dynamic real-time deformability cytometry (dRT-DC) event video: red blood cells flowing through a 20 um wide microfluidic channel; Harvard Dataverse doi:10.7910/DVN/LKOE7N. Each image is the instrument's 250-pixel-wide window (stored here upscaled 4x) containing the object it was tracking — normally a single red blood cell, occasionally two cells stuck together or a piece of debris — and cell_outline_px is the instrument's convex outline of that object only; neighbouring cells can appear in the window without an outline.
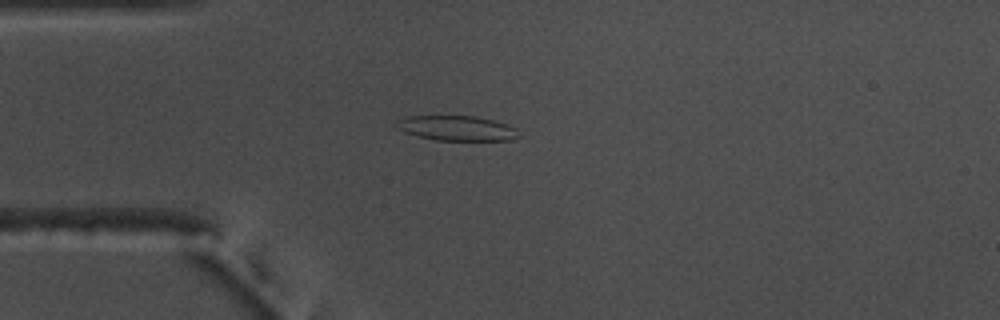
{"species": "common noctule bat (a hibernating species)", "species_latin": "Nyctalus noctula", "temperature_condition": "warm", "stored_images_in_passage": 44, "camera_frame_rate_fps": 3000, "um_per_image_px": 0.085, "animal": {"sex": "male", "body_mass_g": 17.5, "forearm_length_mm": 52.3}, "frame": {"image": 1, "passage_image": 4, "time_ms": 1.0, "image_size_px": [1000, 320], "cell_outline_px": [[520, 136], [512, 140], [436, 140], [404, 132], [396, 128], [400, 120], [404, 116], [476, 116], [508, 124], [516, 128]], "centroid_in_image_um": [38.87, 10.89], "position_along_channel_um": 46.1, "area_um2": 17.63}}
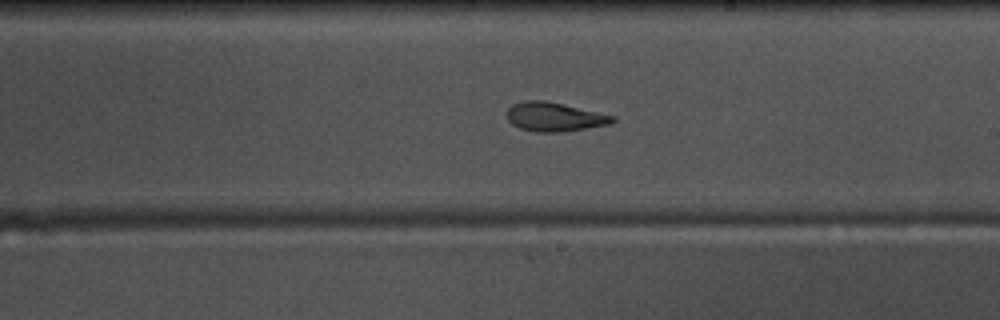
{"frame": {"image": 2, "passage_image": 21, "time_ms": 6.667, "image_size_px": [1000, 320], "cell_outline_px": [[616, 120], [612, 124], [564, 132], [536, 132], [520, 128], [512, 124], [508, 120], [504, 112], [512, 104], [524, 100], [544, 100], [616, 116]], "centroid_in_image_um": [47.11, 9.94], "position_along_channel_um": 241.9, "area_um2": 18.09}}
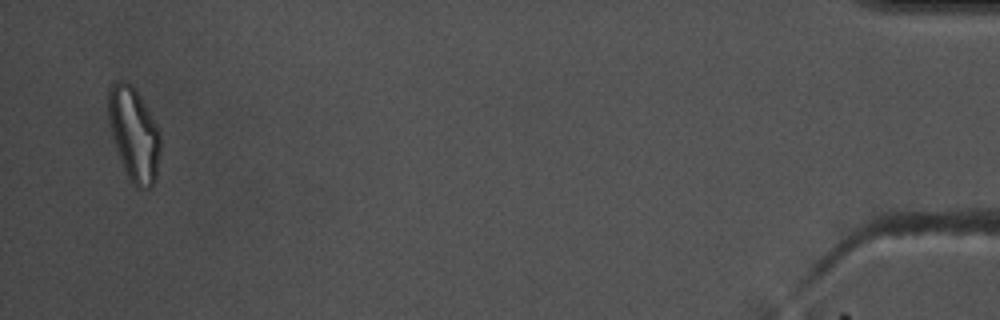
{"frame": {"image": 3, "passage_image": 43, "time_ms": 14.0, "image_size_px": [1000, 320], "cell_outline_px": [[160, 152], [156, 180], [148, 188], [136, 188], [128, 176], [124, 168], [116, 148], [108, 120], [108, 88], [112, 80], [120, 80], [132, 84], [156, 124], [160, 132]], "centroid_in_image_um": [11.37, 11.37], "position_along_channel_um": 423.8, "area_um2": 28.21}, "authors_computed_cell_mechanics": {"area_um2": 18.0914, "velocity_mm_per_s": 3.7091, "shape_relaxation_time_tau1_ms": null, "shape_relaxation_time_tau2_ms": 2.3465, "deformation_change_tau1": null, "deformation_change_tau2": 0.088}}